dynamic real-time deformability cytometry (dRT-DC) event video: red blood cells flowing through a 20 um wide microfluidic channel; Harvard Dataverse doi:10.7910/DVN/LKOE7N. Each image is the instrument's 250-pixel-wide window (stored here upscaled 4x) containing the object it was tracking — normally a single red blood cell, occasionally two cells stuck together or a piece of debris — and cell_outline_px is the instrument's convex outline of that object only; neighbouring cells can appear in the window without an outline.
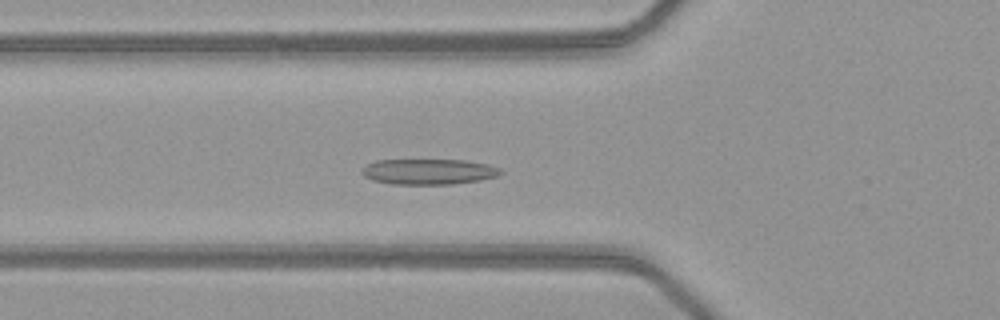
{"species": "common noctule bat (a hibernating species)", "species_latin": "Nyctalus noctula", "temperature_condition": "warm", "stored_images_in_passage": 43, "camera_frame_rate_fps": 3000, "um_per_image_px": 0.085, "animal": {"sex": "female", "body_mass_g": 21.9}, "frame": {"image": 1, "passage_image": 11, "time_ms": 3.333, "image_size_px": [1000, 320], "cell_outline_px": [[504, 172], [496, 176], [480, 180], [452, 184], [392, 184], [372, 180], [364, 176], [360, 172], [368, 164], [376, 160], [468, 160], [488, 164], [500, 168]], "centroid_in_image_um": [36.45, 14.59], "position_along_channel_um": 89.3, "area_um2": 20.69}}
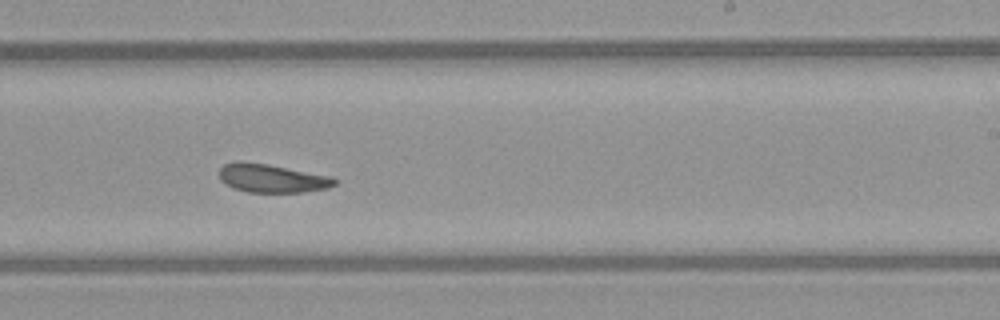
{"frame": {"image": 2, "passage_image": 24, "time_ms": 7.667, "image_size_px": [1000, 320], "cell_outline_px": [[340, 180], [336, 184], [328, 188], [304, 192], [248, 192], [232, 188], [224, 184], [220, 180], [220, 168], [224, 164], [236, 160], [240, 160], [268, 164], [332, 176]], "centroid_in_image_um": [23.12, 15.14], "position_along_channel_um": 265.9, "area_um2": 19.48}}
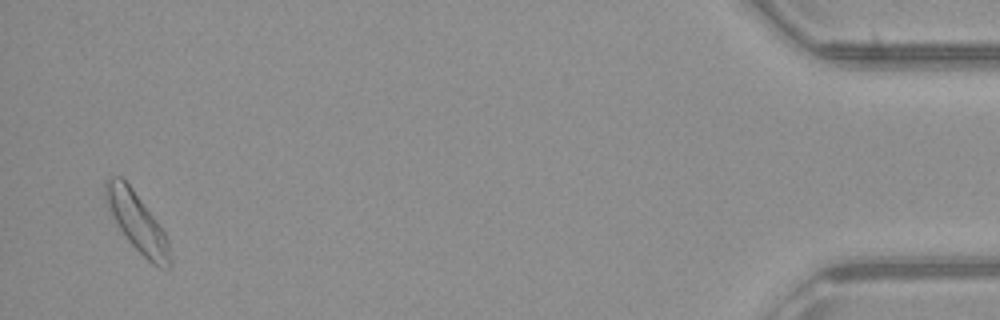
{"frame": {"image": 3, "passage_image": 42, "time_ms": 13.667, "image_size_px": [1000, 320], "cell_outline_px": [[172, 268], [160, 268], [152, 264], [128, 240], [112, 216], [104, 200], [104, 180], [108, 176], [120, 176], [132, 188], [156, 220], [164, 232], [168, 240], [172, 260]], "centroid_in_image_um": [11.65, 18.87], "position_along_channel_um": 423.6, "area_um2": 22.02}, "authors_computed_cell_mechanics": {"area_um2": 20.1144, "velocity_mm_per_s": 4.0627, "shape_relaxation_time_tau1_ms": 9.1994, "shape_relaxation_time_tau2_ms": 1.949, "deformation_change_tau1": 0.1937, "deformation_change_tau2": 0.0931}}